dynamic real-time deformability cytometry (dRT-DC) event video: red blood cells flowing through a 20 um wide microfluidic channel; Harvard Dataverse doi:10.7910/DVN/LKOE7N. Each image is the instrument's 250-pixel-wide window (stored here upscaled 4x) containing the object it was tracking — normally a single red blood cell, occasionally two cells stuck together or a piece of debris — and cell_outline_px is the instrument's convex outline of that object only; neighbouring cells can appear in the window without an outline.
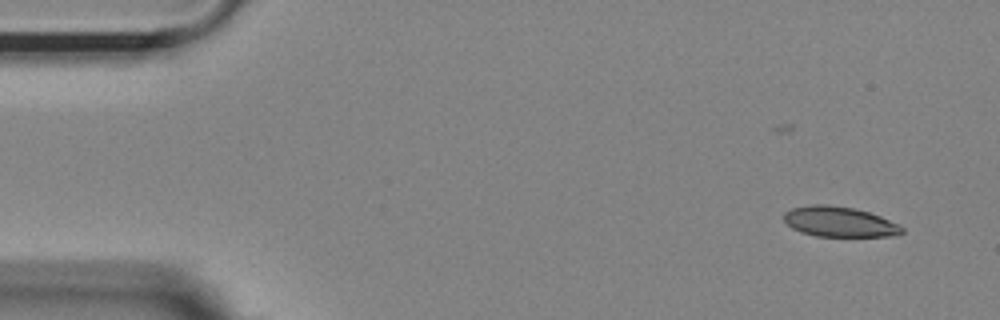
{"species": "Egyptian fruit bat (a non-hibernating species)", "species_latin": "Rousettus aegyptiacus", "temperature_condition": "room temperature", "stored_images_in_passage": 51, "camera_frame_rate_fps": 3000, "um_per_image_px": 0.085, "animal": {"sex": "female"}, "frame": {"image": 1, "passage_image": 1, "time_ms": 0.0, "image_size_px": [1000, 320], "cell_outline_px": [[904, 232], [896, 236], [816, 236], [800, 232], [792, 228], [784, 220], [784, 212], [792, 208], [812, 204], [828, 204], [852, 208], [868, 212], [880, 216], [900, 224], [904, 228]], "centroid_in_image_um": [71.36, 18.85], "position_along_channel_um": 13.6, "area_um2": 20.87}}
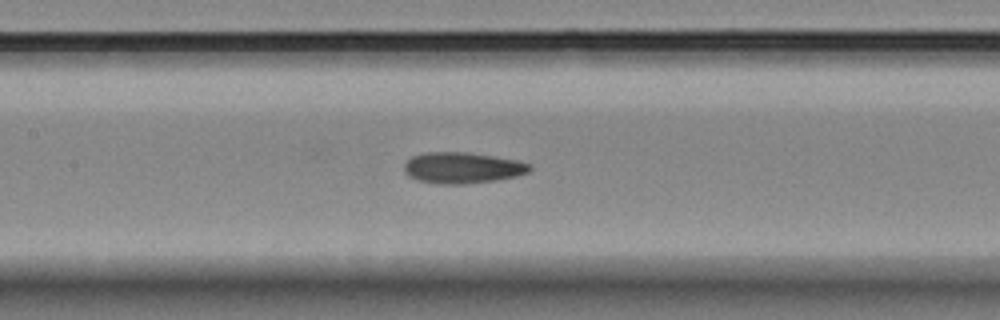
{"frame": {"image": 2, "passage_image": 22, "time_ms": 7.0, "image_size_px": [1000, 320], "cell_outline_px": [[532, 168], [528, 172], [516, 176], [496, 180], [464, 184], [440, 184], [416, 180], [408, 176], [404, 172], [404, 164], [412, 156], [424, 152], [468, 152], [520, 160], [532, 164]], "centroid_in_image_um": [39.31, 14.26], "position_along_channel_um": 168.1, "area_um2": 23.0}}
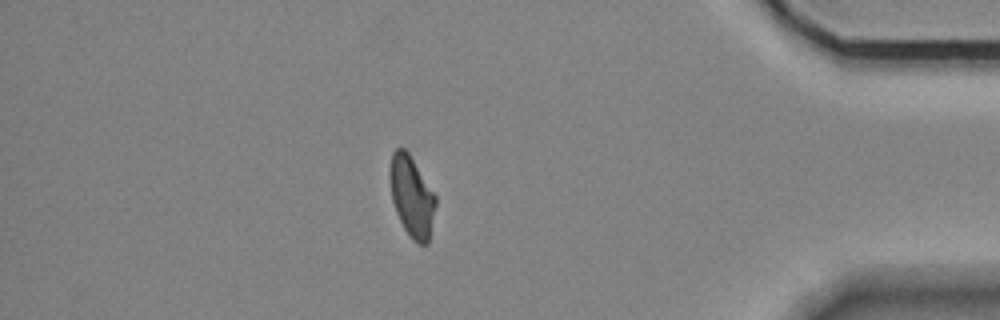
{"frame": {"image": 3, "passage_image": 44, "time_ms": 14.333, "image_size_px": [1000, 320], "cell_outline_px": [[436, 204], [428, 244], [420, 244], [412, 240], [404, 228], [396, 212], [392, 200], [388, 176], [388, 172], [392, 152], [396, 148], [404, 148], [408, 152], [436, 196]], "centroid_in_image_um": [34.97, 16.69], "position_along_channel_um": 400.2, "area_um2": 21.56}, "authors_computed_cell_mechanics": {"area_um2": 22.253, "velocity_mm_per_s": 3.691, "shape_relaxation_time_tau1_ms": 5.6234, "shape_relaxation_time_tau2_ms": 2.8145, "deformation_change_tau1": 0.1471, "deformation_change_tau2": 0.0904}}